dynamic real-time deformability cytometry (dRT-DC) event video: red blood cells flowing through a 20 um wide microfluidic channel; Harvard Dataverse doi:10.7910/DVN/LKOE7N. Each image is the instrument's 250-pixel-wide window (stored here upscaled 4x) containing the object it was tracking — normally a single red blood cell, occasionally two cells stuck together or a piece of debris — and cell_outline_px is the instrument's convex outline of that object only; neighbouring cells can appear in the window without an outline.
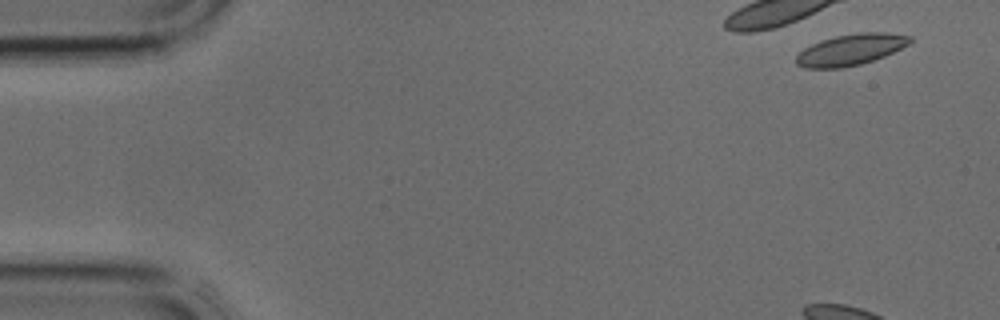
{"species": "common noctule bat (a hibernating species)", "species_latin": "Nyctalus noctula", "temperature_condition": "cold", "stored_images_in_passage": 26, "camera_frame_rate_fps": 3000, "um_per_image_px": 0.085, "animal": {"sex": "male", "body_mass_g": 17.9, "forearm_length_mm": 54.2}, "frame": {"image": 1, "passage_image": 1, "time_ms": 0.0, "image_size_px": [1000, 320], "cell_outline_px": [[912, 40], [908, 44], [884, 56], [860, 64], [840, 68], [804, 68], [796, 64], [796, 56], [804, 48], [812, 44], [836, 36], [860, 32], [888, 32], [912, 36]], "centroid_in_image_um": [72.31, 4.22], "position_along_channel_um": 12.7, "area_um2": 20.46}}